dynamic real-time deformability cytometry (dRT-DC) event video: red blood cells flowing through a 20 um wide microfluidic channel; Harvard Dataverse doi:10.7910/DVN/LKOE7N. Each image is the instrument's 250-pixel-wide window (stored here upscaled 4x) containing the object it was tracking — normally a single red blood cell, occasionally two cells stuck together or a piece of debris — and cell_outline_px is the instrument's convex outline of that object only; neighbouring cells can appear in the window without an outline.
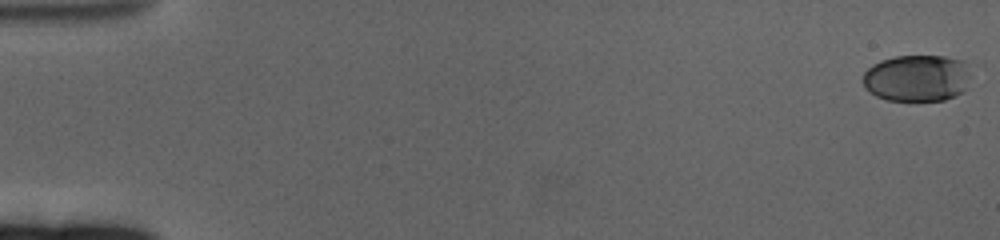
{"species": "human", "species_latin": "Homo sapiens", "temperature_condition": "cold", "stored_images_in_passage": 63, "camera_frame_rate_fps": 3000, "um_per_image_px": 0.085, "donor": {"sex": "female"}, "frame": {"image": 1, "passage_image": 1, "time_ms": 0.0, "image_size_px": [1000, 240], "cell_outline_px": [[976, 68], [972, 76], [964, 88], [960, 92], [944, 100], [888, 100], [876, 96], [864, 88], [860, 80], [864, 72], [872, 64], [880, 60], [896, 56], [944, 56], [964, 60], [976, 64]], "centroid_in_image_um": [78.0, 6.6], "position_along_channel_um": 7.0, "area_um2": 30.29}}
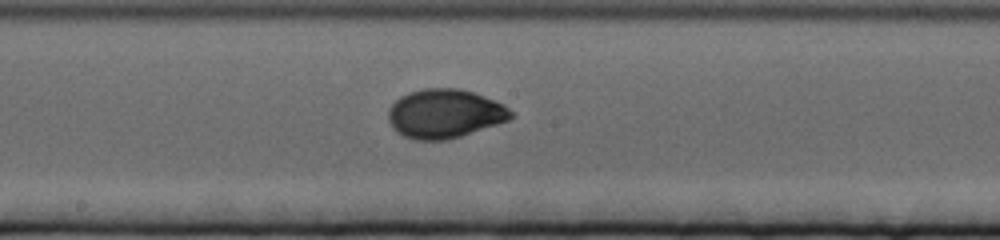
{"frame": {"image": 2, "passage_image": 35, "time_ms": 11.333, "image_size_px": [1000, 240], "cell_outline_px": [[516, 116], [508, 120], [448, 140], [416, 140], [404, 136], [396, 132], [392, 128], [388, 120], [388, 108], [400, 96], [408, 92], [424, 88], [460, 88], [484, 96], [504, 104]], "centroid_in_image_um": [37.77, 9.65], "position_along_channel_um": 210.4, "area_um2": 35.08}}
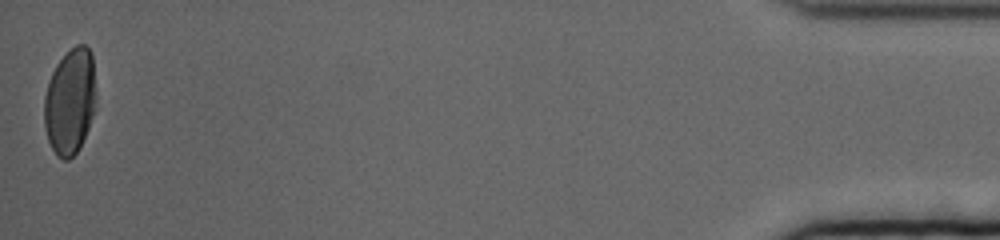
{"frame": {"image": 3, "passage_image": 63, "time_ms": 20.667, "image_size_px": [1000, 240], "cell_outline_px": [[96, 100], [92, 116], [88, 128], [76, 152], [68, 160], [64, 160], [56, 156], [48, 140], [44, 128], [44, 96], [48, 80], [56, 64], [76, 44], [84, 44], [92, 52], [96, 96]], "centroid_in_image_um": [5.94, 8.61], "position_along_channel_um": 429.3, "area_um2": 32.02}, "authors_computed_cell_mechanics": {"area_um2": 32.8882, "velocity_mm_per_s": 3.2709, "shape_relaxation_time_tau1_ms": 4.9031, "shape_relaxation_time_tau2_ms": null, "deformation_change_tau1": 0.1666, "deformation_change_tau2": null}}